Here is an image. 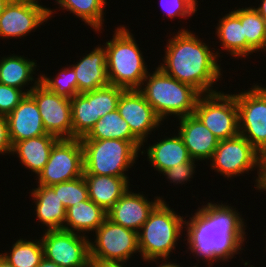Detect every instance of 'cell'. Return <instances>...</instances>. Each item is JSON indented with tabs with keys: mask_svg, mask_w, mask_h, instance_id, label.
<instances>
[{
	"mask_svg": "<svg viewBox=\"0 0 266 267\" xmlns=\"http://www.w3.org/2000/svg\"><path fill=\"white\" fill-rule=\"evenodd\" d=\"M222 203L208 202L198 207L188 221L185 219L187 251L200 257L197 261L205 260L208 267L219 261L229 262L240 254L239 250L242 252L246 240L245 219L235 206Z\"/></svg>",
	"mask_w": 266,
	"mask_h": 267,
	"instance_id": "1",
	"label": "cell"
},
{
	"mask_svg": "<svg viewBox=\"0 0 266 267\" xmlns=\"http://www.w3.org/2000/svg\"><path fill=\"white\" fill-rule=\"evenodd\" d=\"M165 56L158 65L166 74L194 87L201 94L219 92L214 83L223 76L218 61L220 52L196 37L190 30L181 28L169 38Z\"/></svg>",
	"mask_w": 266,
	"mask_h": 267,
	"instance_id": "2",
	"label": "cell"
},
{
	"mask_svg": "<svg viewBox=\"0 0 266 267\" xmlns=\"http://www.w3.org/2000/svg\"><path fill=\"white\" fill-rule=\"evenodd\" d=\"M138 90L163 122L168 119L167 116L180 118L194 114L202 95L191 85L166 74L160 67L146 75Z\"/></svg>",
	"mask_w": 266,
	"mask_h": 267,
	"instance_id": "3",
	"label": "cell"
},
{
	"mask_svg": "<svg viewBox=\"0 0 266 267\" xmlns=\"http://www.w3.org/2000/svg\"><path fill=\"white\" fill-rule=\"evenodd\" d=\"M184 218L171 209L165 199L154 207L138 232L140 256L143 261L160 264L158 260L170 257L184 230Z\"/></svg>",
	"mask_w": 266,
	"mask_h": 267,
	"instance_id": "4",
	"label": "cell"
},
{
	"mask_svg": "<svg viewBox=\"0 0 266 267\" xmlns=\"http://www.w3.org/2000/svg\"><path fill=\"white\" fill-rule=\"evenodd\" d=\"M114 32L113 38L104 43L109 84L125 90L139 89L149 73L143 53L126 26L120 25Z\"/></svg>",
	"mask_w": 266,
	"mask_h": 267,
	"instance_id": "5",
	"label": "cell"
},
{
	"mask_svg": "<svg viewBox=\"0 0 266 267\" xmlns=\"http://www.w3.org/2000/svg\"><path fill=\"white\" fill-rule=\"evenodd\" d=\"M81 144L84 174L128 177L126 171L133 167L139 152L146 154L131 141L119 139L81 140Z\"/></svg>",
	"mask_w": 266,
	"mask_h": 267,
	"instance_id": "6",
	"label": "cell"
},
{
	"mask_svg": "<svg viewBox=\"0 0 266 267\" xmlns=\"http://www.w3.org/2000/svg\"><path fill=\"white\" fill-rule=\"evenodd\" d=\"M94 233V242L89 240L93 267H125L133 254L140 255L138 232L107 217Z\"/></svg>",
	"mask_w": 266,
	"mask_h": 267,
	"instance_id": "7",
	"label": "cell"
},
{
	"mask_svg": "<svg viewBox=\"0 0 266 267\" xmlns=\"http://www.w3.org/2000/svg\"><path fill=\"white\" fill-rule=\"evenodd\" d=\"M194 115L218 140L239 135L238 107L234 94L216 92L202 94L196 104Z\"/></svg>",
	"mask_w": 266,
	"mask_h": 267,
	"instance_id": "8",
	"label": "cell"
},
{
	"mask_svg": "<svg viewBox=\"0 0 266 267\" xmlns=\"http://www.w3.org/2000/svg\"><path fill=\"white\" fill-rule=\"evenodd\" d=\"M255 85L234 94L239 119V134L259 153L266 150V87Z\"/></svg>",
	"mask_w": 266,
	"mask_h": 267,
	"instance_id": "9",
	"label": "cell"
},
{
	"mask_svg": "<svg viewBox=\"0 0 266 267\" xmlns=\"http://www.w3.org/2000/svg\"><path fill=\"white\" fill-rule=\"evenodd\" d=\"M41 236L47 260L61 267H93L88 235L60 229L45 230Z\"/></svg>",
	"mask_w": 266,
	"mask_h": 267,
	"instance_id": "10",
	"label": "cell"
},
{
	"mask_svg": "<svg viewBox=\"0 0 266 267\" xmlns=\"http://www.w3.org/2000/svg\"><path fill=\"white\" fill-rule=\"evenodd\" d=\"M84 174L80 139H59L52 147L48 162L36 176L38 185L51 186L74 180Z\"/></svg>",
	"mask_w": 266,
	"mask_h": 267,
	"instance_id": "11",
	"label": "cell"
},
{
	"mask_svg": "<svg viewBox=\"0 0 266 267\" xmlns=\"http://www.w3.org/2000/svg\"><path fill=\"white\" fill-rule=\"evenodd\" d=\"M210 167L227 180L254 170L259 175V152L240 134L231 139L219 140Z\"/></svg>",
	"mask_w": 266,
	"mask_h": 267,
	"instance_id": "12",
	"label": "cell"
},
{
	"mask_svg": "<svg viewBox=\"0 0 266 267\" xmlns=\"http://www.w3.org/2000/svg\"><path fill=\"white\" fill-rule=\"evenodd\" d=\"M56 10L39 3L9 2L0 15V38H22L47 23Z\"/></svg>",
	"mask_w": 266,
	"mask_h": 267,
	"instance_id": "13",
	"label": "cell"
},
{
	"mask_svg": "<svg viewBox=\"0 0 266 267\" xmlns=\"http://www.w3.org/2000/svg\"><path fill=\"white\" fill-rule=\"evenodd\" d=\"M37 103L47 133L73 139L71 100L58 96L39 83L29 93Z\"/></svg>",
	"mask_w": 266,
	"mask_h": 267,
	"instance_id": "14",
	"label": "cell"
},
{
	"mask_svg": "<svg viewBox=\"0 0 266 267\" xmlns=\"http://www.w3.org/2000/svg\"><path fill=\"white\" fill-rule=\"evenodd\" d=\"M117 110L129 125L131 132L144 144L148 135L162 125L151 105L138 89L124 90L119 98ZM147 137V138H146Z\"/></svg>",
	"mask_w": 266,
	"mask_h": 267,
	"instance_id": "15",
	"label": "cell"
},
{
	"mask_svg": "<svg viewBox=\"0 0 266 267\" xmlns=\"http://www.w3.org/2000/svg\"><path fill=\"white\" fill-rule=\"evenodd\" d=\"M130 190L128 188L106 214L114 223L139 232L150 212L163 198L155 196V200L150 201L143 193Z\"/></svg>",
	"mask_w": 266,
	"mask_h": 267,
	"instance_id": "16",
	"label": "cell"
},
{
	"mask_svg": "<svg viewBox=\"0 0 266 267\" xmlns=\"http://www.w3.org/2000/svg\"><path fill=\"white\" fill-rule=\"evenodd\" d=\"M6 118L12 146L18 141L47 134L37 103L29 94Z\"/></svg>",
	"mask_w": 266,
	"mask_h": 267,
	"instance_id": "17",
	"label": "cell"
},
{
	"mask_svg": "<svg viewBox=\"0 0 266 267\" xmlns=\"http://www.w3.org/2000/svg\"><path fill=\"white\" fill-rule=\"evenodd\" d=\"M177 119H179L178 134L182 138L191 159L196 161L210 160L219 140L194 114Z\"/></svg>",
	"mask_w": 266,
	"mask_h": 267,
	"instance_id": "18",
	"label": "cell"
},
{
	"mask_svg": "<svg viewBox=\"0 0 266 267\" xmlns=\"http://www.w3.org/2000/svg\"><path fill=\"white\" fill-rule=\"evenodd\" d=\"M98 46V47H97ZM89 54L72 64L76 79L78 94L93 91L109 84L107 77V52L97 45Z\"/></svg>",
	"mask_w": 266,
	"mask_h": 267,
	"instance_id": "19",
	"label": "cell"
},
{
	"mask_svg": "<svg viewBox=\"0 0 266 267\" xmlns=\"http://www.w3.org/2000/svg\"><path fill=\"white\" fill-rule=\"evenodd\" d=\"M89 199L108 212L130 188L129 177L83 174Z\"/></svg>",
	"mask_w": 266,
	"mask_h": 267,
	"instance_id": "20",
	"label": "cell"
},
{
	"mask_svg": "<svg viewBox=\"0 0 266 267\" xmlns=\"http://www.w3.org/2000/svg\"><path fill=\"white\" fill-rule=\"evenodd\" d=\"M161 139L148 146L147 159L151 167L158 173L191 160L187 148L179 134Z\"/></svg>",
	"mask_w": 266,
	"mask_h": 267,
	"instance_id": "21",
	"label": "cell"
},
{
	"mask_svg": "<svg viewBox=\"0 0 266 267\" xmlns=\"http://www.w3.org/2000/svg\"><path fill=\"white\" fill-rule=\"evenodd\" d=\"M59 140L52 134H45L23 141H18L12 146L11 155L16 154L22 166L31 170L35 175L42 171L54 144Z\"/></svg>",
	"mask_w": 266,
	"mask_h": 267,
	"instance_id": "22",
	"label": "cell"
},
{
	"mask_svg": "<svg viewBox=\"0 0 266 267\" xmlns=\"http://www.w3.org/2000/svg\"><path fill=\"white\" fill-rule=\"evenodd\" d=\"M37 60L19 56L16 54L7 55L0 59V84L12 86L23 90L27 95L30 91L40 83V75L34 80V72L37 68ZM34 83H33V82ZM31 82V83H30ZM29 89L24 87L32 84Z\"/></svg>",
	"mask_w": 266,
	"mask_h": 267,
	"instance_id": "23",
	"label": "cell"
},
{
	"mask_svg": "<svg viewBox=\"0 0 266 267\" xmlns=\"http://www.w3.org/2000/svg\"><path fill=\"white\" fill-rule=\"evenodd\" d=\"M35 202V214L38 222L47 228L44 230H60L64 228L66 208L51 186L37 185L30 191Z\"/></svg>",
	"mask_w": 266,
	"mask_h": 267,
	"instance_id": "24",
	"label": "cell"
},
{
	"mask_svg": "<svg viewBox=\"0 0 266 267\" xmlns=\"http://www.w3.org/2000/svg\"><path fill=\"white\" fill-rule=\"evenodd\" d=\"M107 212L92 200L78 202L66 209L63 230L85 235L94 233L107 217Z\"/></svg>",
	"mask_w": 266,
	"mask_h": 267,
	"instance_id": "25",
	"label": "cell"
},
{
	"mask_svg": "<svg viewBox=\"0 0 266 267\" xmlns=\"http://www.w3.org/2000/svg\"><path fill=\"white\" fill-rule=\"evenodd\" d=\"M218 21L215 35L221 43V49L229 52L227 55L230 54L232 57L248 58V42L240 19L232 11H229Z\"/></svg>",
	"mask_w": 266,
	"mask_h": 267,
	"instance_id": "26",
	"label": "cell"
},
{
	"mask_svg": "<svg viewBox=\"0 0 266 267\" xmlns=\"http://www.w3.org/2000/svg\"><path fill=\"white\" fill-rule=\"evenodd\" d=\"M119 139L131 141L140 151L143 143L131 132L129 125L120 116L118 110H114L101 117L95 123L91 131L80 140Z\"/></svg>",
	"mask_w": 266,
	"mask_h": 267,
	"instance_id": "27",
	"label": "cell"
},
{
	"mask_svg": "<svg viewBox=\"0 0 266 267\" xmlns=\"http://www.w3.org/2000/svg\"><path fill=\"white\" fill-rule=\"evenodd\" d=\"M243 25L244 35L248 42V56L266 51V22L254 9V6L238 8L232 11Z\"/></svg>",
	"mask_w": 266,
	"mask_h": 267,
	"instance_id": "28",
	"label": "cell"
},
{
	"mask_svg": "<svg viewBox=\"0 0 266 267\" xmlns=\"http://www.w3.org/2000/svg\"><path fill=\"white\" fill-rule=\"evenodd\" d=\"M59 9H64L79 17L93 31L99 33L103 30L104 8L107 0H55Z\"/></svg>",
	"mask_w": 266,
	"mask_h": 267,
	"instance_id": "29",
	"label": "cell"
},
{
	"mask_svg": "<svg viewBox=\"0 0 266 267\" xmlns=\"http://www.w3.org/2000/svg\"><path fill=\"white\" fill-rule=\"evenodd\" d=\"M73 139L85 137L95 125L94 90L71 99Z\"/></svg>",
	"mask_w": 266,
	"mask_h": 267,
	"instance_id": "30",
	"label": "cell"
},
{
	"mask_svg": "<svg viewBox=\"0 0 266 267\" xmlns=\"http://www.w3.org/2000/svg\"><path fill=\"white\" fill-rule=\"evenodd\" d=\"M14 267H37L44 258L41 239L35 241L18 239L12 245L10 252L0 253Z\"/></svg>",
	"mask_w": 266,
	"mask_h": 267,
	"instance_id": "31",
	"label": "cell"
},
{
	"mask_svg": "<svg viewBox=\"0 0 266 267\" xmlns=\"http://www.w3.org/2000/svg\"><path fill=\"white\" fill-rule=\"evenodd\" d=\"M63 68L54 78L40 74V83L58 96L71 100L78 94L76 74L71 65Z\"/></svg>",
	"mask_w": 266,
	"mask_h": 267,
	"instance_id": "32",
	"label": "cell"
},
{
	"mask_svg": "<svg viewBox=\"0 0 266 267\" xmlns=\"http://www.w3.org/2000/svg\"><path fill=\"white\" fill-rule=\"evenodd\" d=\"M51 187L54 189L55 193H58V198L62 201L66 209L78 202L89 199L88 186L84 176L54 184L51 185Z\"/></svg>",
	"mask_w": 266,
	"mask_h": 267,
	"instance_id": "33",
	"label": "cell"
},
{
	"mask_svg": "<svg viewBox=\"0 0 266 267\" xmlns=\"http://www.w3.org/2000/svg\"><path fill=\"white\" fill-rule=\"evenodd\" d=\"M125 89L108 84L94 90L95 123L117 109L119 98Z\"/></svg>",
	"mask_w": 266,
	"mask_h": 267,
	"instance_id": "34",
	"label": "cell"
},
{
	"mask_svg": "<svg viewBox=\"0 0 266 267\" xmlns=\"http://www.w3.org/2000/svg\"><path fill=\"white\" fill-rule=\"evenodd\" d=\"M162 12L166 13L169 18L191 17L198 11L197 0H160Z\"/></svg>",
	"mask_w": 266,
	"mask_h": 267,
	"instance_id": "35",
	"label": "cell"
},
{
	"mask_svg": "<svg viewBox=\"0 0 266 267\" xmlns=\"http://www.w3.org/2000/svg\"><path fill=\"white\" fill-rule=\"evenodd\" d=\"M26 95L23 90L0 84V115H9Z\"/></svg>",
	"mask_w": 266,
	"mask_h": 267,
	"instance_id": "36",
	"label": "cell"
},
{
	"mask_svg": "<svg viewBox=\"0 0 266 267\" xmlns=\"http://www.w3.org/2000/svg\"><path fill=\"white\" fill-rule=\"evenodd\" d=\"M195 161L196 160L191 159L186 163L175 165L174 167L164 171L162 175L166 176L168 182L173 183V185H183L187 181H191V178H193L192 176L195 174L194 170H196Z\"/></svg>",
	"mask_w": 266,
	"mask_h": 267,
	"instance_id": "37",
	"label": "cell"
},
{
	"mask_svg": "<svg viewBox=\"0 0 266 267\" xmlns=\"http://www.w3.org/2000/svg\"><path fill=\"white\" fill-rule=\"evenodd\" d=\"M11 152L12 144L9 138L7 118L0 115V154H11Z\"/></svg>",
	"mask_w": 266,
	"mask_h": 267,
	"instance_id": "38",
	"label": "cell"
},
{
	"mask_svg": "<svg viewBox=\"0 0 266 267\" xmlns=\"http://www.w3.org/2000/svg\"><path fill=\"white\" fill-rule=\"evenodd\" d=\"M254 178V187L261 192L266 191V150L259 153V175Z\"/></svg>",
	"mask_w": 266,
	"mask_h": 267,
	"instance_id": "39",
	"label": "cell"
},
{
	"mask_svg": "<svg viewBox=\"0 0 266 267\" xmlns=\"http://www.w3.org/2000/svg\"><path fill=\"white\" fill-rule=\"evenodd\" d=\"M261 4L254 9L259 13V15L265 20L266 22V0H260Z\"/></svg>",
	"mask_w": 266,
	"mask_h": 267,
	"instance_id": "40",
	"label": "cell"
},
{
	"mask_svg": "<svg viewBox=\"0 0 266 267\" xmlns=\"http://www.w3.org/2000/svg\"><path fill=\"white\" fill-rule=\"evenodd\" d=\"M37 267H61L56 263L47 260L45 257L41 260L40 264Z\"/></svg>",
	"mask_w": 266,
	"mask_h": 267,
	"instance_id": "41",
	"label": "cell"
},
{
	"mask_svg": "<svg viewBox=\"0 0 266 267\" xmlns=\"http://www.w3.org/2000/svg\"><path fill=\"white\" fill-rule=\"evenodd\" d=\"M163 261H164V263H162ZM168 261H170V260H168V258L162 259V261L160 262L161 264L158 265L157 267H181L178 263H175V262L173 263L172 261L171 262H168Z\"/></svg>",
	"mask_w": 266,
	"mask_h": 267,
	"instance_id": "42",
	"label": "cell"
},
{
	"mask_svg": "<svg viewBox=\"0 0 266 267\" xmlns=\"http://www.w3.org/2000/svg\"><path fill=\"white\" fill-rule=\"evenodd\" d=\"M0 267H14V266L0 255Z\"/></svg>",
	"mask_w": 266,
	"mask_h": 267,
	"instance_id": "43",
	"label": "cell"
},
{
	"mask_svg": "<svg viewBox=\"0 0 266 267\" xmlns=\"http://www.w3.org/2000/svg\"><path fill=\"white\" fill-rule=\"evenodd\" d=\"M9 3L8 0H0V15L2 14V12L4 11L6 5Z\"/></svg>",
	"mask_w": 266,
	"mask_h": 267,
	"instance_id": "44",
	"label": "cell"
},
{
	"mask_svg": "<svg viewBox=\"0 0 266 267\" xmlns=\"http://www.w3.org/2000/svg\"><path fill=\"white\" fill-rule=\"evenodd\" d=\"M9 2H31V1H39V0H8Z\"/></svg>",
	"mask_w": 266,
	"mask_h": 267,
	"instance_id": "45",
	"label": "cell"
}]
</instances>
